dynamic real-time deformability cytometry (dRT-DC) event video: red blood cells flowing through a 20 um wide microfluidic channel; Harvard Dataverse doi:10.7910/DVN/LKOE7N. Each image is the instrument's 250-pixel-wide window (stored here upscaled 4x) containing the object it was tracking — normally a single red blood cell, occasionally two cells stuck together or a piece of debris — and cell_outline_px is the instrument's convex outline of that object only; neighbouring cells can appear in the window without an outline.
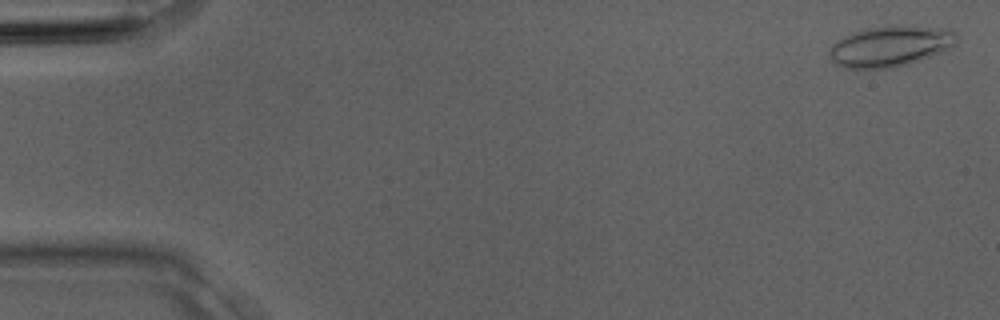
{"species": "Egyptian fruit bat (a non-hibernating species)", "species_latin": "Rousettus aegyptiacus", "temperature_condition": "room temperature", "stored_images_in_passage": 2, "camera_frame_rate_fps": 3000, "um_per_image_px": 0.085, "animal": {"sex": "male"}, "frame": {"image": 1, "passage_image": 2, "time_ms": 0.333, "image_size_px": [1000, 320], "cell_outline_px": [[956, 44], [952, 48], [908, 64], [888, 68], [844, 68], [836, 64], [828, 56], [828, 48], [836, 40], [852, 32], [868, 28], [892, 24], [912, 24], [952, 28], [956, 32]], "centroid_in_image_um": [75.7, 3.88], "position_along_channel_um": 9.3, "area_um2": 31.04}}